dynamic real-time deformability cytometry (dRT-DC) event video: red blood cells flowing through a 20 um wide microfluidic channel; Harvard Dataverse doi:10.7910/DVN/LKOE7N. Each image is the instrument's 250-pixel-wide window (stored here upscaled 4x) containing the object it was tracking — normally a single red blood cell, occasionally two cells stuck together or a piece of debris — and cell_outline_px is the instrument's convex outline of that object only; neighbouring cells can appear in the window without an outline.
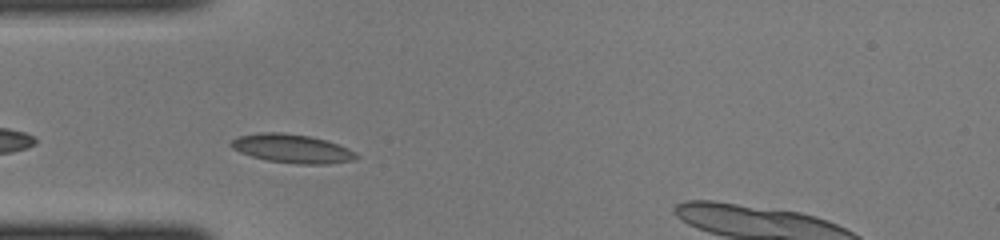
{"species": "common noctule bat (a hibernating species)", "species_latin": "Nyctalus noctula", "temperature_condition": "cold", "stored_images_in_passage": 38, "camera_frame_rate_fps": 3000, "um_per_image_px": 0.085, "animal": {"sex": "female", "body_mass_g": 22.0, "forearm_length_mm": 56.7}, "frame": {"image": 1, "passage_image": 6, "time_ms": 1.667, "image_size_px": [1000, 240], "cell_outline_px": [[360, 156], [356, 160], [328, 164], [296, 164], [268, 160], [252, 156], [240, 152], [232, 148], [228, 144], [236, 136], [260, 132], [280, 132], [308, 136], [324, 140], [348, 148], [356, 152]], "centroid_in_image_um": [24.82, 12.63], "position_along_channel_um": 60.2, "area_um2": 20.98}}
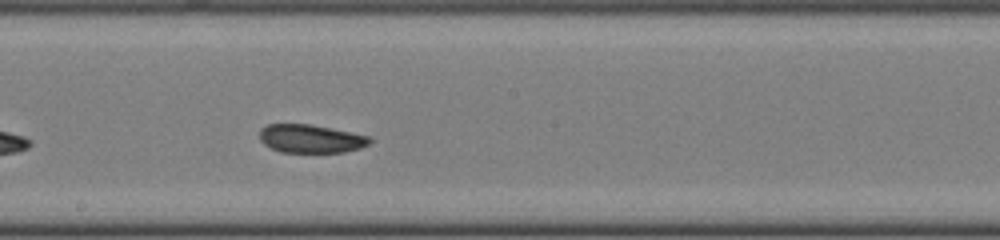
{"frame": {"image": 2, "passage_image": 17, "time_ms": 5.333, "image_size_px": [1000, 240], "cell_outline_px": [[372, 140], [368, 144], [360, 148], [344, 152], [280, 152], [264, 144], [260, 140], [260, 128], [268, 124], [308, 124], [368, 136]], "centroid_in_image_um": [26.37, 11.79], "position_along_channel_um": 221.8, "area_um2": 17.92}}
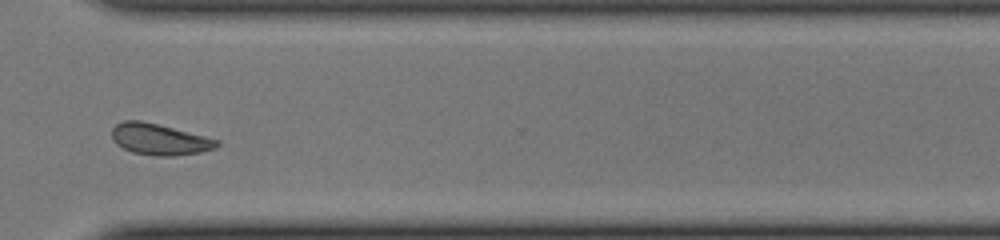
{"frame": {"image": 3, "passage_image": 26, "time_ms": 8.333, "image_size_px": [1000, 240], "cell_outline_px": [[220, 144], [216, 148], [200, 152], [176, 156], [156, 156], [132, 152], [116, 144], [112, 140], [112, 128], [116, 124], [124, 120], [140, 120], [220, 140]], "centroid_in_image_um": [13.54, 11.85], "position_along_channel_um": 357.1, "area_um2": 19.02}}